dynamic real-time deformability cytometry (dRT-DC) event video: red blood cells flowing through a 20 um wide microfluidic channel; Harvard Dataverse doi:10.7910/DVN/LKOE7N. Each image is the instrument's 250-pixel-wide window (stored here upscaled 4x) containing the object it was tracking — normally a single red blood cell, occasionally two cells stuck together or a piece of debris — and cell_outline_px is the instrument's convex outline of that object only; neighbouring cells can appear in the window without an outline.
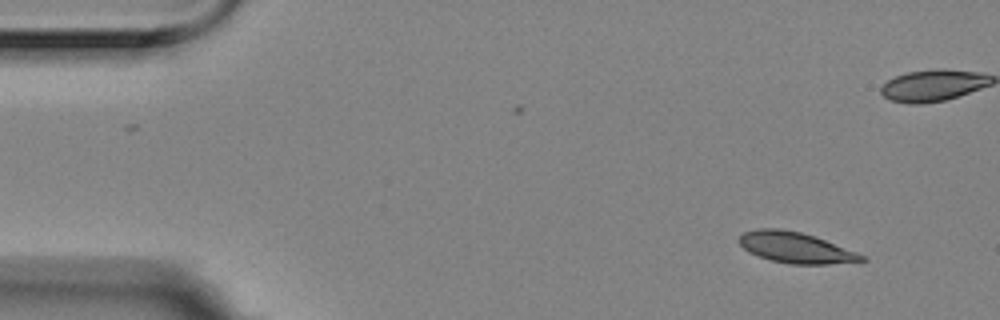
{"species": "Egyptian fruit bat (a non-hibernating species)", "species_latin": "Rousettus aegyptiacus", "temperature_condition": "room temperature", "stored_images_in_passage": 5, "camera_frame_rate_fps": 3000, "um_per_image_px": 0.085, "animal": {"sex": "female"}, "frame": {"image": 1, "passage_image": 1, "time_ms": 0.0, "image_size_px": [1000, 320], "cell_outline_px": [[868, 260], [828, 264], [792, 264], [772, 260], [748, 252], [736, 240], [744, 232], [756, 228], [780, 228], [800, 232], [816, 236], [856, 252], [864, 256]], "centroid_in_image_um": [67.6, 21.03], "position_along_channel_um": 17.4, "area_um2": 21.91}}
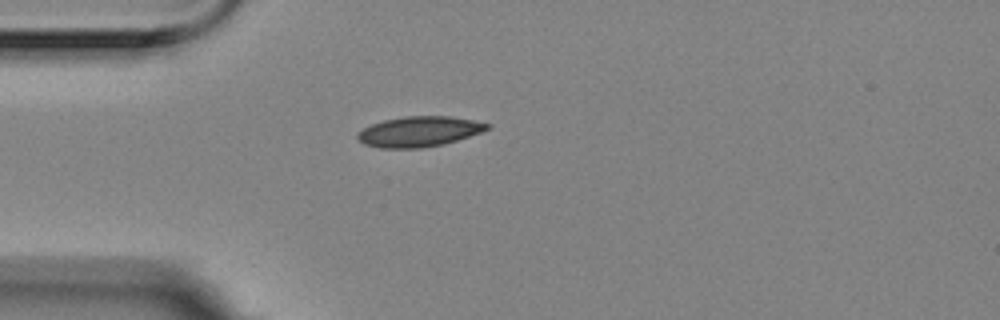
{"frame": {"image": 2, "passage_image": 5, "time_ms": 1.333, "image_size_px": [1000, 320], "cell_outline_px": [[492, 124], [488, 128], [480, 132], [444, 144], [420, 148], [380, 148], [364, 144], [356, 136], [364, 128], [372, 124], [384, 120], [404, 116], [448, 116], [472, 120]], "centroid_in_image_um": [35.61, 11.18], "position_along_channel_um": 49.4, "area_um2": 22.6}}